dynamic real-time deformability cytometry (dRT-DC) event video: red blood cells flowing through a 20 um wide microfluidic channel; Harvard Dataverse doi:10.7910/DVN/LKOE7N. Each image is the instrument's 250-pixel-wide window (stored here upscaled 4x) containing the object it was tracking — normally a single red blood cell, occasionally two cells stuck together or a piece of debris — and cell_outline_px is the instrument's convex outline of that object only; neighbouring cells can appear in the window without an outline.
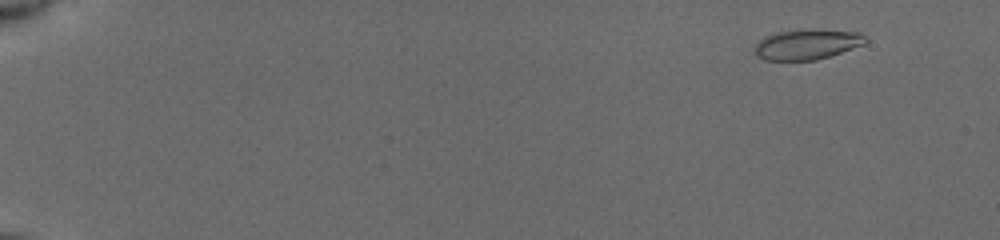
{"species": "common noctule bat (a hibernating species)", "species_latin": "Nyctalus noctula", "temperature_condition": "cold", "stored_images_in_passage": 9, "camera_frame_rate_fps": 3000, "um_per_image_px": 0.085, "animal": {"sex": "female", "body_mass_g": 19.5, "forearm_length_mm": 54.1}, "frame": {"image": 1, "passage_image": 2, "time_ms": 0.667, "image_size_px": [1000, 240], "cell_outline_px": [[868, 40], [864, 44], [816, 60], [764, 60], [756, 56], [756, 44], [764, 36], [776, 32], [812, 28], [820, 28], [860, 32]], "centroid_in_image_um": [68.61, 3.74], "position_along_channel_um": 16.4, "area_um2": 19.71}}